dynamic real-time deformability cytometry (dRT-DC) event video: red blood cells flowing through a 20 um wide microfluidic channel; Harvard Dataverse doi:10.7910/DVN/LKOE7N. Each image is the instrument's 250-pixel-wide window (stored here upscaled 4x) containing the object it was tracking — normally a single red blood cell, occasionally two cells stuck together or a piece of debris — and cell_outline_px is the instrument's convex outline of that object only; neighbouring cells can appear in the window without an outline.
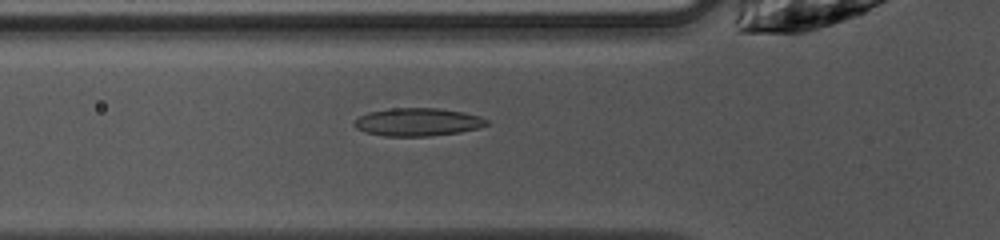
{"species": "common noctule bat (a hibernating species)", "species_latin": "Nyctalus noctula", "temperature_condition": "warm", "stored_images_in_passage": 39, "camera_frame_rate_fps": 3000, "um_per_image_px": 0.085, "animal": {"sex": "female", "body_mass_g": 10.0, "forearm_length_mm": 53.1}, "frame": {"image": 1, "passage_image": 6, "time_ms": 1.667, "image_size_px": [1000, 240], "cell_outline_px": [[488, 124], [480, 128], [460, 132], [428, 136], [384, 136], [364, 132], [356, 128], [352, 124], [360, 116], [368, 112], [392, 108], [440, 108], [480, 116], [488, 120]], "centroid_in_image_um": [35.49, 10.38], "position_along_channel_um": 90.3, "area_um2": 21.56}}
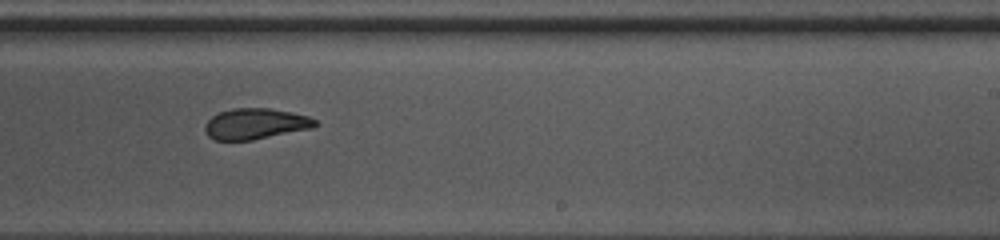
{"frame": {"image": 2, "passage_image": 19, "time_ms": 6.0, "image_size_px": [1000, 240], "cell_outline_px": [[320, 124], [312, 128], [252, 140], [216, 140], [208, 136], [204, 128], [204, 124], [212, 116], [220, 112], [232, 108], [268, 108], [292, 112], [308, 116], [316, 120]], "centroid_in_image_um": [21.72, 10.52], "position_along_channel_um": 267.3, "area_um2": 19.83}}
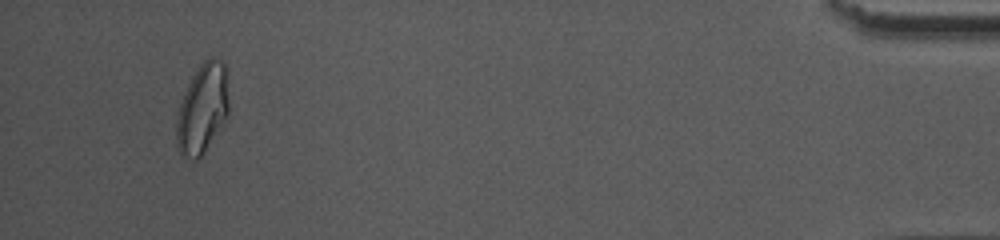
{"frame": {"image": 3, "passage_image": 36, "time_ms": 11.667, "image_size_px": [1000, 240], "cell_outline_px": [[228, 112], [204, 152], [196, 160], [192, 160], [180, 152], [176, 144], [176, 116], [180, 104], [188, 84], [192, 76], [200, 64], [208, 56], [216, 56], [224, 60], [228, 72]], "centroid_in_image_um": [17.22, 9.14], "position_along_channel_um": 418.0, "area_um2": 27.4}, "authors_computed_cell_mechanics": {"area_um2": 21.2126, "velocity_mm_per_s": 4.0631, "shape_relaxation_time_tau1_ms": 9.3162, "shape_relaxation_time_tau2_ms": 1.677, "deformation_change_tau1": 0.2184, "deformation_change_tau2": 0.0742}}